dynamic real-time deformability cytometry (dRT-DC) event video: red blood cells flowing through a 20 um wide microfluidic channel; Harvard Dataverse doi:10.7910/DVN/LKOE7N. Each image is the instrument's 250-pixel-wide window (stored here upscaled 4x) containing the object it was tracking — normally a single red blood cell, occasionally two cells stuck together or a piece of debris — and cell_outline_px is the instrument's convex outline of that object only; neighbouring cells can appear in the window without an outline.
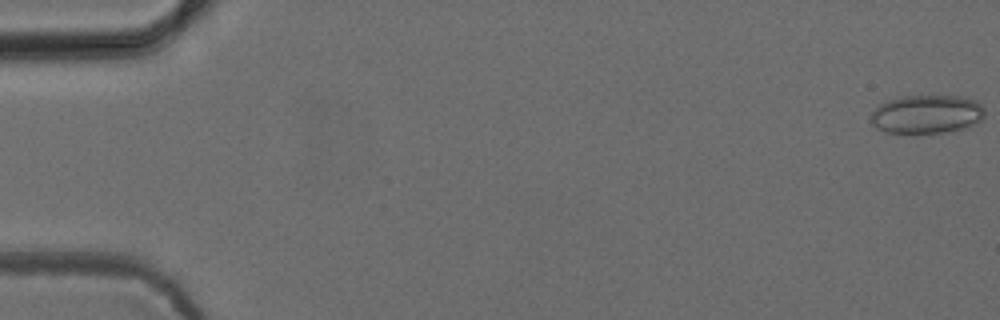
{"species": "common noctule bat (a hibernating species)", "species_latin": "Nyctalus noctula", "temperature_condition": "cold", "stored_images_in_passage": 6, "camera_frame_rate_fps": 3000, "um_per_image_px": 0.085, "animal": {"sex": "female", "body_mass_g": 24.6, "forearm_length_mm": 56.2}, "frame": {"image": 1, "passage_image": 1, "time_ms": 0.0, "image_size_px": [1000, 320], "cell_outline_px": [[984, 116], [976, 124], [968, 128], [948, 132], [884, 132], [876, 128], [868, 120], [872, 112], [880, 104], [888, 100], [900, 96], [960, 96], [976, 100], [984, 108]], "centroid_in_image_um": [78.77, 9.7], "position_along_channel_um": 6.2, "area_um2": 25.78}}